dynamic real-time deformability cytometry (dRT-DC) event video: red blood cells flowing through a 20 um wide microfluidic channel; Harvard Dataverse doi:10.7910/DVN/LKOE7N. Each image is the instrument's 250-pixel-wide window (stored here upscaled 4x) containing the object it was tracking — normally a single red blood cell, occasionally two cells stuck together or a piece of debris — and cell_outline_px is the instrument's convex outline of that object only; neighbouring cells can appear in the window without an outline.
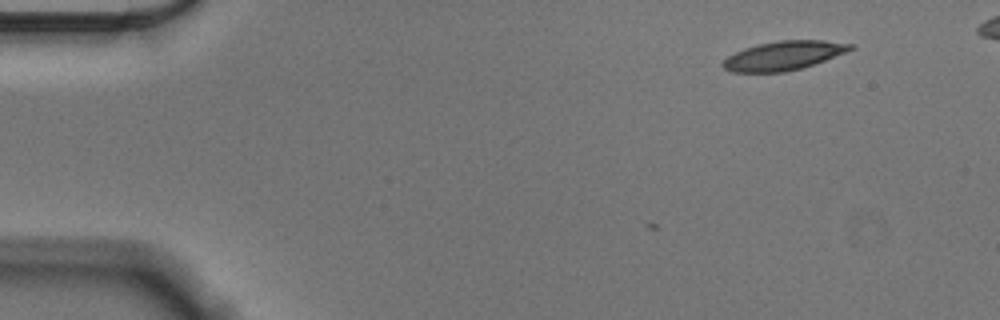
{"species": "Egyptian fruit bat (a non-hibernating species)", "species_latin": "Rousettus aegyptiacus", "temperature_condition": "cold", "stored_images_in_passage": 4, "camera_frame_rate_fps": 3000, "um_per_image_px": 0.085, "animal": {"sex": "male"}, "frame": {"image": 1, "passage_image": 1, "time_ms": 0.0, "image_size_px": [1000, 320], "cell_outline_px": [[856, 48], [824, 60], [800, 68], [784, 72], [732, 72], [724, 68], [720, 64], [728, 56], [744, 48], [756, 44], [780, 40], [824, 40], [856, 44]], "centroid_in_image_um": [66.61, 4.71], "position_along_channel_um": 18.4, "area_um2": 21.5}}